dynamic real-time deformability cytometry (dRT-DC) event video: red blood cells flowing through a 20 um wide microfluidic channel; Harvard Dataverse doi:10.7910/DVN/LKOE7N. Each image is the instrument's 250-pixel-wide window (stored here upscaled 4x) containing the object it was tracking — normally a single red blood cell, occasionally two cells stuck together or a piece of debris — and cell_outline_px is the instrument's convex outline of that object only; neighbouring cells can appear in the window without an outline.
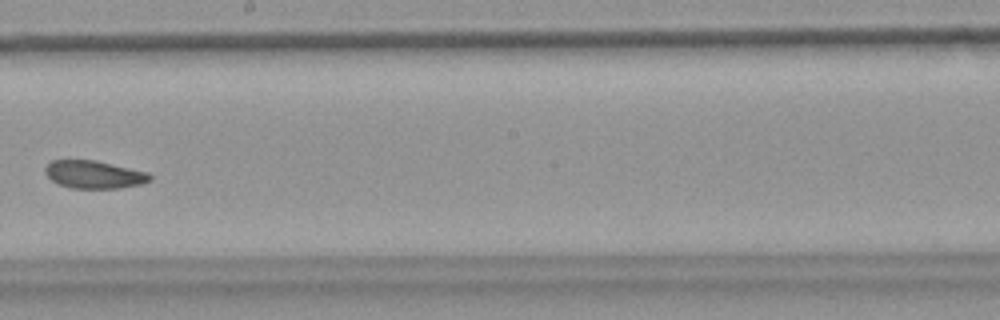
{"species": "common noctule bat (a hibernating species)", "species_latin": "Nyctalus noctula", "temperature_condition": "warm", "stored_images_in_passage": 9, "camera_frame_rate_fps": 3000, "um_per_image_px": 0.085, "animal": {"sex": "female", "body_mass_g": 18.4}, "frame": {"image": 1, "passage_image": 8, "time_ms": 2.333, "image_size_px": [1000, 320], "cell_outline_px": [[152, 180], [140, 184], [120, 188], [72, 188], [60, 184], [52, 180], [44, 172], [44, 168], [52, 160], [96, 160], [148, 172], [152, 176]], "centroid_in_image_um": [8.01, 14.83], "position_along_channel_um": 240.2, "area_um2": 16.94}}
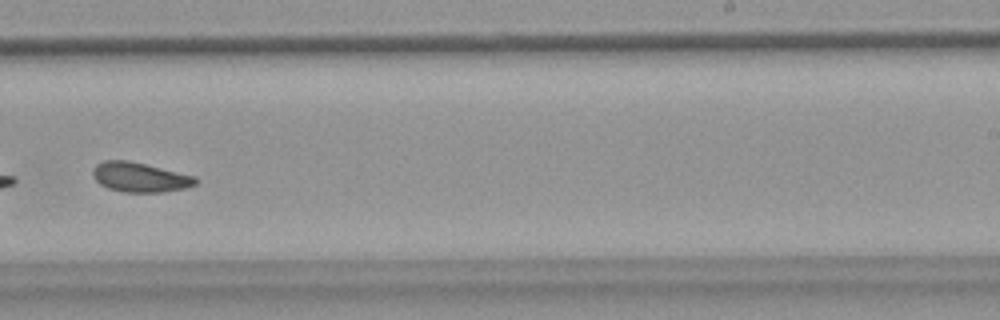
{"frame": {"image": 2, "passage_image": 9, "time_ms": 2.667, "image_size_px": [1000, 320], "cell_outline_px": [[200, 180], [196, 184], [184, 188], [160, 192], [124, 192], [108, 188], [100, 184], [92, 176], [92, 168], [96, 164], [104, 160], [128, 160], [196, 176]], "centroid_in_image_um": [11.88, 15.05], "position_along_channel_um": 277.1, "area_um2": 17.8}}